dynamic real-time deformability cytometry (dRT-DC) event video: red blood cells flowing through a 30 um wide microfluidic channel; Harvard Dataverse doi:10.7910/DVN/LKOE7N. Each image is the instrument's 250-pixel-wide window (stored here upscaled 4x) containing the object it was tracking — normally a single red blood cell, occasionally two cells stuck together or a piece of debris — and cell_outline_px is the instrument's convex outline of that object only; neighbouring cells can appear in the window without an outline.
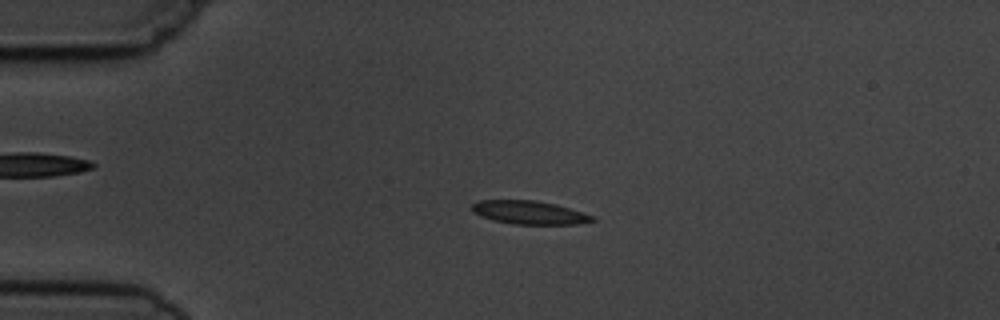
{"species": "common noctule bat (a hibernating species)", "species_latin": "Nyctalus noctula", "temperature_condition": "cold", "stored_images_in_passage": 4, "camera_frame_rate_fps": 3000, "um_per_image_px": 0.085, "animal": {"sex": "male", "body_mass_g": 19.5, "forearm_length_mm": 54.6}, "frame": {"image": 1, "passage_image": 2, "time_ms": 2.0, "image_size_px": [1000, 320], "cell_outline_px": [[596, 220], [580, 224], [512, 224], [492, 220], [480, 216], [472, 212], [472, 204], [476, 200], [536, 200], [556, 204], [596, 216]], "centroid_in_image_um": [44.99, 18.06], "position_along_channel_um": 40.0, "area_um2": 16.65}}
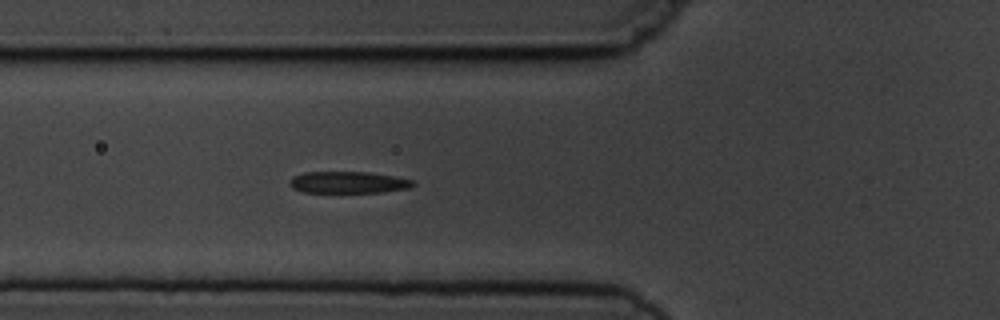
{"frame": {"image": 2, "passage_image": 4, "time_ms": 4.333, "image_size_px": [1000, 320], "cell_outline_px": [[416, 184], [412, 188], [384, 192], [304, 192], [292, 188], [288, 184], [292, 176], [304, 172], [368, 172], [396, 176], [412, 180]], "centroid_in_image_um": [29.62, 15.5], "position_along_channel_um": 96.2, "area_um2": 15.78}}